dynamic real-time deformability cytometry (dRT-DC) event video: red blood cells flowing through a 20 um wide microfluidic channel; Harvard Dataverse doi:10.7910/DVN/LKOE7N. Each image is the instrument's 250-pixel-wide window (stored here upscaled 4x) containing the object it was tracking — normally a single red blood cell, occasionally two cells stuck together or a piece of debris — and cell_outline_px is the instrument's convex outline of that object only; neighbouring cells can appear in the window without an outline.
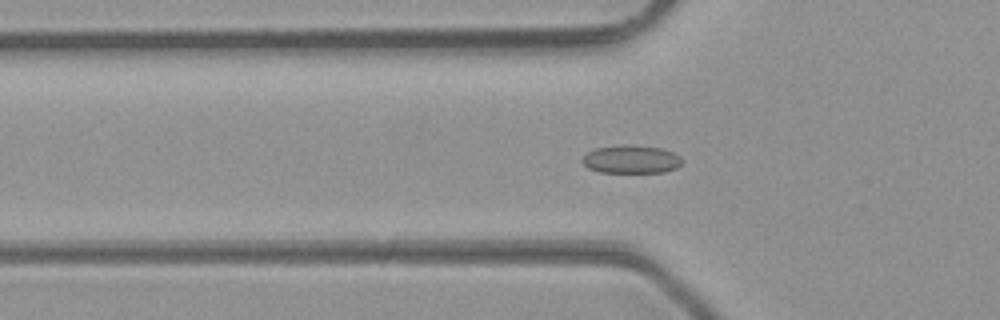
{"species": "common noctule bat (a hibernating species)", "species_latin": "Nyctalus noctula", "temperature_condition": "room temperature", "stored_images_in_passage": 34, "camera_frame_rate_fps": 3000, "um_per_image_px": 0.085, "animal": {"sex": "male", "body_mass_g": 23.1, "forearm_length_mm": 52.7}, "frame": {"image": 1, "passage_image": 2, "time_ms": 0.333, "image_size_px": [1000, 320], "cell_outline_px": [[684, 160], [676, 168], [664, 172], [600, 172], [588, 168], [580, 160], [588, 152], [596, 148], [632, 144], [660, 148], [672, 152], [680, 156]], "centroid_in_image_um": [53.66, 13.54], "position_along_channel_um": 72.1, "area_um2": 16.3}}
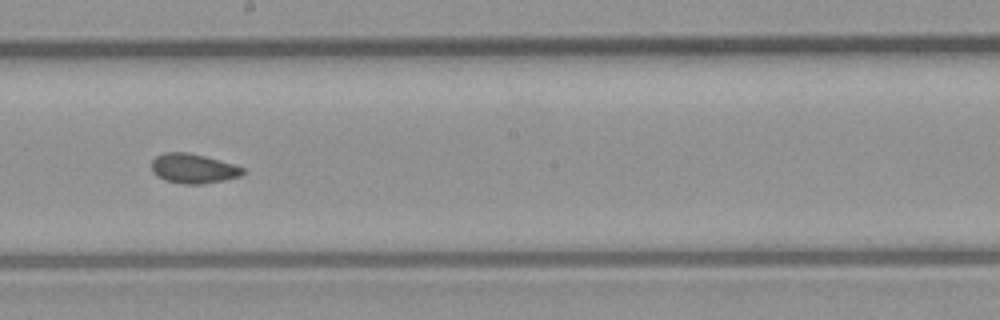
{"frame": {"image": 2, "passage_image": 13, "time_ms": 4.0, "image_size_px": [1000, 320], "cell_outline_px": [[244, 172], [240, 176], [224, 180], [204, 184], [184, 184], [164, 180], [156, 176], [152, 172], [152, 160], [156, 156], [164, 152], [184, 152], [204, 156], [232, 164], [244, 168]], "centroid_in_image_um": [16.39, 14.33], "position_along_channel_um": 231.8, "area_um2": 15.66}}
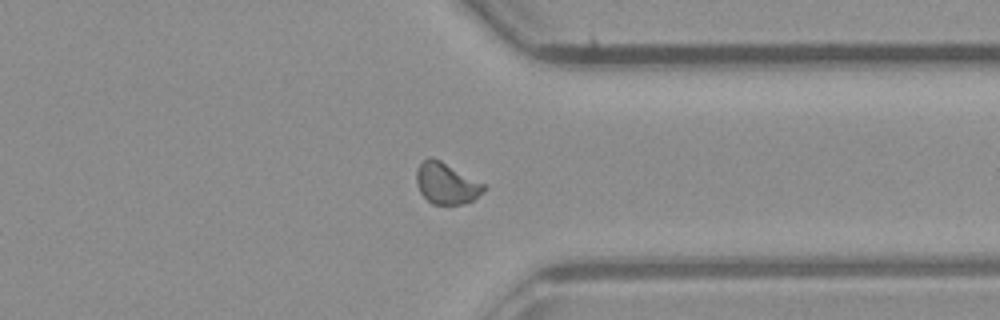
{"frame": {"image": 3, "passage_image": 23, "time_ms": 7.333, "image_size_px": [1000, 320], "cell_outline_px": [[488, 188], [484, 192], [472, 200], [464, 204], [432, 204], [420, 192], [416, 184], [416, 168], [428, 156], [432, 156], [488, 184]], "centroid_in_image_um": [37.98, 15.57], "position_along_channel_um": 373.4, "area_um2": 16.59}, "authors_computed_cell_mechanics": {"area_um2": 15.7216, "velocity_mm_per_s": 4.32, "shape_relaxation_time_tau1_ms": 5.7827, "shape_relaxation_time_tau2_ms": 1.2101, "deformation_change_tau1": 0.1003, "deformation_change_tau2": 0.0551}}